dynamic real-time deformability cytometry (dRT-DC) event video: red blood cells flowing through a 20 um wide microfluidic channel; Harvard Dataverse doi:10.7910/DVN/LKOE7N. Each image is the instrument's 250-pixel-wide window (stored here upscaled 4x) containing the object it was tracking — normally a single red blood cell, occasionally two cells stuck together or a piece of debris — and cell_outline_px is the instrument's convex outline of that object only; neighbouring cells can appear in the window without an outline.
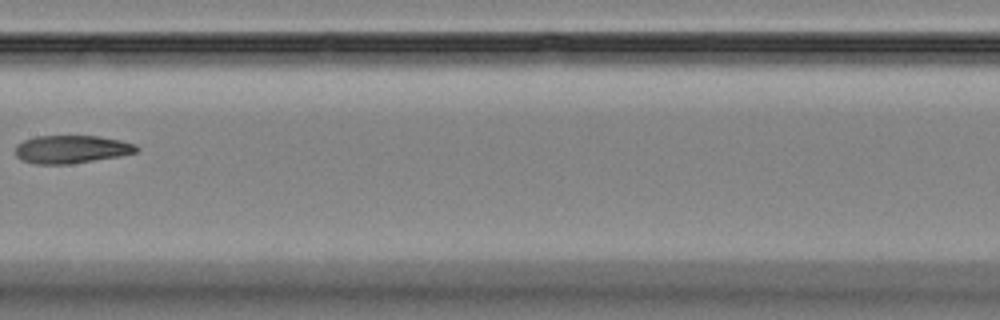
{"species": "Egyptian fruit bat (a non-hibernating species)", "species_latin": "Rousettus aegyptiacus", "temperature_condition": "room temperature", "stored_images_in_passage": 5, "segment_of_instrument_passage": [1, 2], "camera_frame_rate_fps": 3000, "um_per_image_px": 0.085, "animal": {"sex": "female"}, "frame": {"image": 1, "passage_image": 4, "time_ms": 3.667, "image_size_px": [1000, 320], "cell_outline_px": [[140, 148], [136, 152], [120, 156], [68, 164], [36, 164], [20, 160], [16, 156], [16, 144], [24, 140], [36, 136], [100, 136], [120, 140], [136, 144]], "centroid_in_image_um": [6.07, 12.68], "position_along_channel_um": 201.3, "area_um2": 19.83}}